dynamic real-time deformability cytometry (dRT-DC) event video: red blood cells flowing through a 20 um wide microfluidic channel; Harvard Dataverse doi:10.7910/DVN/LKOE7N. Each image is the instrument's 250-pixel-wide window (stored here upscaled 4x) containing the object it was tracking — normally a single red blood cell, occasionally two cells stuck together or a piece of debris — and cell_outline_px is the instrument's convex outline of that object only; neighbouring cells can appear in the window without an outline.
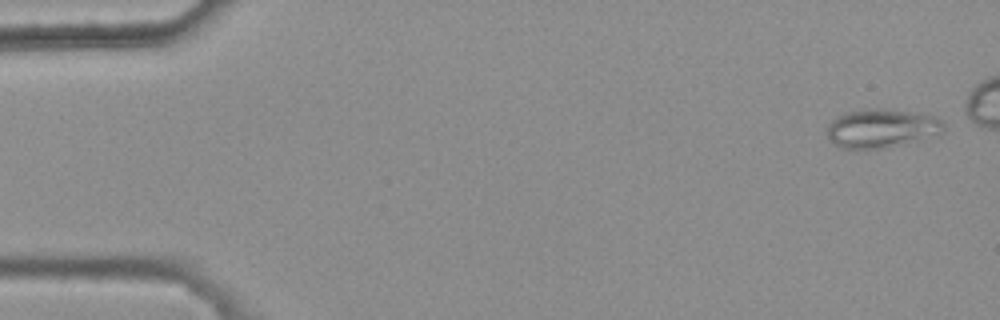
{"species": "common noctule bat (a hibernating species)", "species_latin": "Nyctalus noctula", "temperature_condition": "warm", "stored_images_in_passage": 4, "camera_frame_rate_fps": 3000, "um_per_image_px": 0.085, "animal": {"sex": "female", "body_mass_g": 25.1}, "frame": {"image": 1, "passage_image": 1, "time_ms": 0.0, "image_size_px": [1000, 320], "cell_outline_px": [[944, 132], [916, 140], [884, 148], [840, 148], [828, 140], [828, 124], [832, 120], [844, 112], [868, 108], [876, 108], [912, 112], [932, 116], [940, 120], [944, 124]], "centroid_in_image_um": [74.88, 10.9], "position_along_channel_um": 10.1, "area_um2": 26.01}}